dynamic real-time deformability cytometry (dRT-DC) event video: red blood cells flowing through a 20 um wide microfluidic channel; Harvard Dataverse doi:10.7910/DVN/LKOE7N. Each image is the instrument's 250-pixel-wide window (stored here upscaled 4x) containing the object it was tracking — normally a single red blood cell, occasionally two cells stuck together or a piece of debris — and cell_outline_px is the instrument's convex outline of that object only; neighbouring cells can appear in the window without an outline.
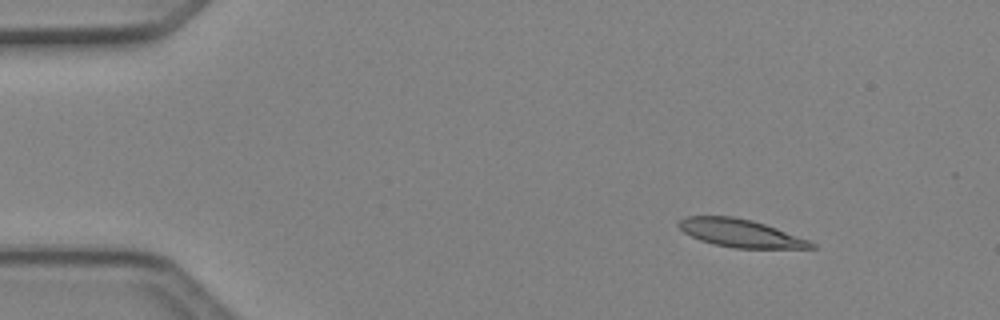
{"species": "Egyptian fruit bat (a non-hibernating species)", "species_latin": "Rousettus aegyptiacus", "temperature_condition": "cold", "stored_images_in_passage": 3, "camera_frame_rate_fps": 3000, "um_per_image_px": 0.085, "animal": {"sex": "female"}, "frame": {"image": 1, "passage_image": 1, "time_ms": 0.0, "image_size_px": [1000, 320], "cell_outline_px": [[816, 248], [732, 248], [712, 244], [700, 240], [684, 232], [676, 224], [680, 220], [688, 216], [732, 216], [752, 220], [776, 228], [808, 240], [816, 244]], "centroid_in_image_um": [62.91, 19.82], "position_along_channel_um": 22.1, "area_um2": 21.39}}
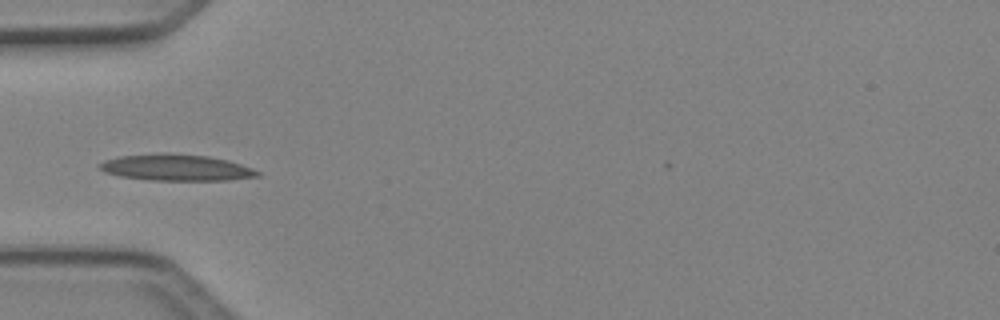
{"frame": {"image": 2, "passage_image": 3, "time_ms": 0.667, "image_size_px": [1000, 320], "cell_outline_px": [[260, 176], [228, 180], [148, 180], [120, 176], [104, 172], [96, 164], [104, 160], [120, 156], [168, 152], [208, 156], [228, 160], [252, 168], [260, 172]], "centroid_in_image_um": [14.96, 14.23], "position_along_channel_um": 70.0, "area_um2": 24.39}}